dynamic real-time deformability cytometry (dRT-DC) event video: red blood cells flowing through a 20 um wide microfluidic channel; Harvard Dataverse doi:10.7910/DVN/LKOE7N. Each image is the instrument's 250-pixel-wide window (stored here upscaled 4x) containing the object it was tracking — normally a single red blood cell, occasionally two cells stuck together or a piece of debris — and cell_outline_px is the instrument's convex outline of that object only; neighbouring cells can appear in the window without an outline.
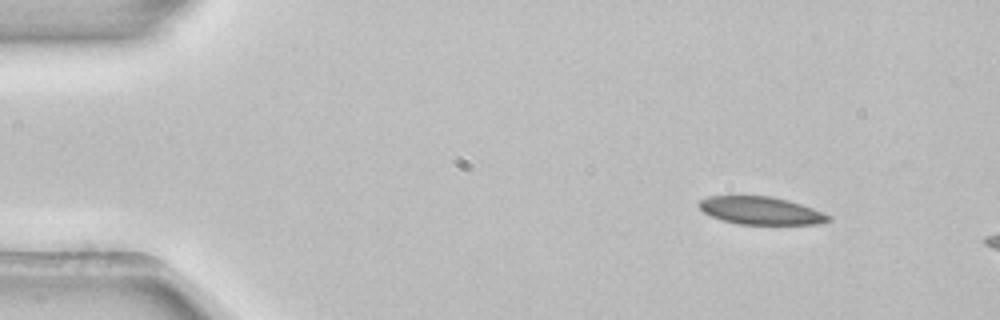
{"species": "common noctule bat (a hibernating species)", "species_latin": "Nyctalus noctula", "temperature_condition": "room temperature", "stored_images_in_passage": 2, "camera_frame_rate_fps": 3000, "um_per_image_px": 0.085, "animal": {"sex": "female", "body_mass_g": 22.7, "forearm_length_mm": 54.2}, "frame": {"image": 1, "passage_image": 1, "time_ms": 0.0, "image_size_px": [1000, 320], "cell_outline_px": [[832, 220], [816, 224], [740, 224], [724, 220], [712, 216], [704, 212], [696, 204], [700, 200], [708, 196], [768, 196], [788, 200], [812, 208], [832, 216]], "centroid_in_image_um": [64.67, 17.9], "position_along_channel_um": 20.3, "area_um2": 20.75}}